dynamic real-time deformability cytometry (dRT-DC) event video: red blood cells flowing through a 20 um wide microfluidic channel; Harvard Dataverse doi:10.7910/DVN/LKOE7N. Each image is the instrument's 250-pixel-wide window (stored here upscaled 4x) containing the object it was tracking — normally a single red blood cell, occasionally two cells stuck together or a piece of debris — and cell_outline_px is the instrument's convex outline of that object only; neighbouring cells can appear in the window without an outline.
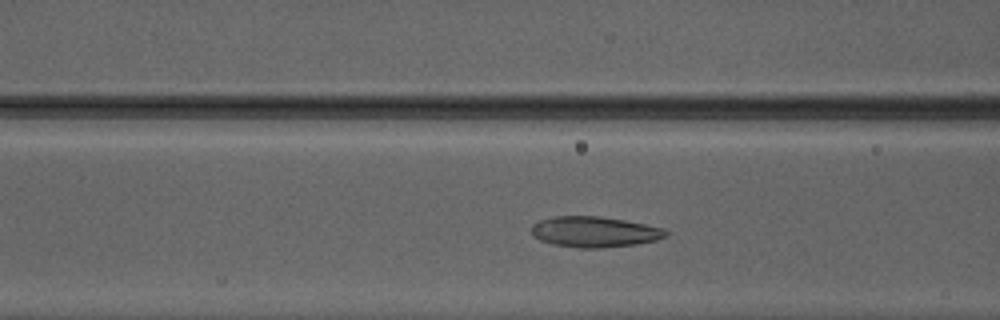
{"species": "Egyptian fruit bat (a non-hibernating species)", "species_latin": "Rousettus aegyptiacus", "temperature_condition": "warm", "stored_images_in_passage": 27, "camera_frame_rate_fps": 3000, "um_per_image_px": 0.085, "animal": {"sex": "male"}, "frame": {"image": 1, "passage_image": 4, "time_ms": 1.0, "image_size_px": [1000, 320], "cell_outline_px": [[672, 232], [668, 236], [656, 240], [636, 244], [600, 248], [580, 248], [552, 244], [540, 240], [532, 236], [532, 224], [540, 220], [556, 216], [600, 216], [624, 220], [664, 228]], "centroid_in_image_um": [50.56, 19.71], "position_along_channel_um": 116.0, "area_um2": 24.16}}
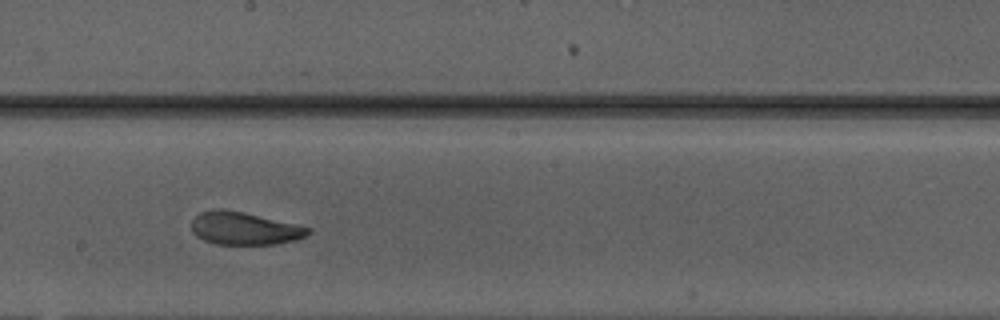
{"frame": {"image": 2, "passage_image": 12, "time_ms": 3.667, "image_size_px": [1000, 320], "cell_outline_px": [[312, 232], [296, 240], [276, 244], [216, 244], [204, 240], [196, 236], [192, 232], [192, 220], [200, 212], [212, 208], [220, 208], [240, 212], [312, 228]], "centroid_in_image_um": [20.74, 19.42], "position_along_channel_um": 227.5, "area_um2": 22.02}}
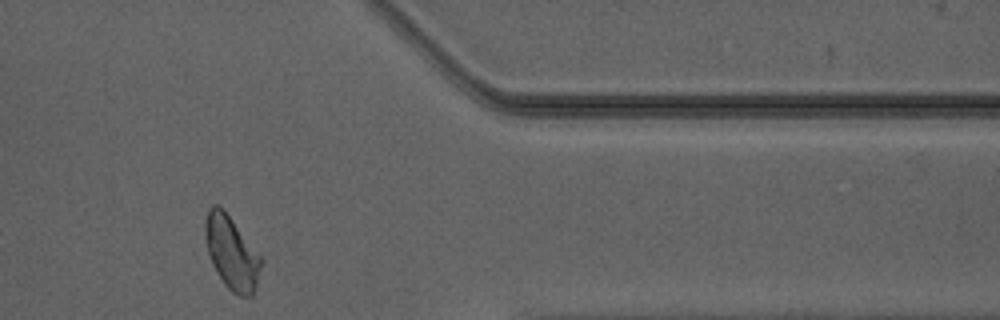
{"frame": {"image": 3, "passage_image": 25, "time_ms": 8.0, "image_size_px": [1000, 320], "cell_outline_px": [[264, 260], [252, 296], [240, 296], [232, 292], [224, 284], [216, 272], [212, 264], [208, 252], [204, 232], [204, 224], [208, 208], [212, 204], [216, 204], [224, 208]], "centroid_in_image_um": [19.68, 21.45], "position_along_channel_um": 391.7, "area_um2": 24.04}, "authors_computed_cell_mechanics": {"area_um2": 22.7154, "velocity_mm_per_s": 4.174, "shape_relaxation_time_tau1_ms": 5.1763, "shape_relaxation_time_tau2_ms": 0.9112, "deformation_change_tau1": 0.1555, "deformation_change_tau2": 0.0621}}